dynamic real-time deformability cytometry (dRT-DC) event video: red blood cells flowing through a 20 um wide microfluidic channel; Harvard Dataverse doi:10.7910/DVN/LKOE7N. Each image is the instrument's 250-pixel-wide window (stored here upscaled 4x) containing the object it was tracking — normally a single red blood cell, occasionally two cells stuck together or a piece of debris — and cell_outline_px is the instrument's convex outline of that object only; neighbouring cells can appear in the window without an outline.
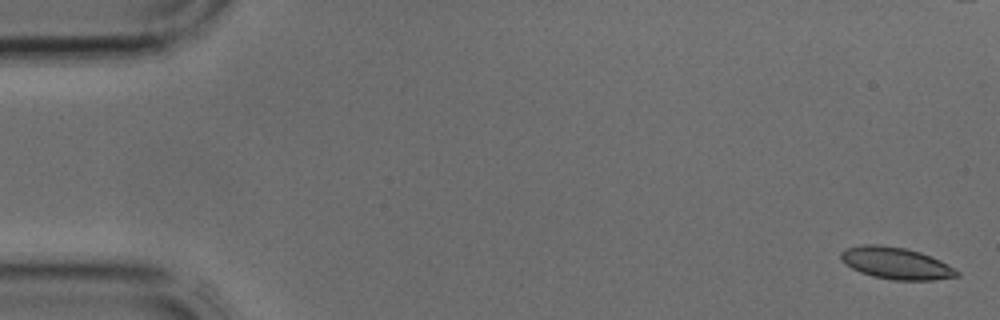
{"species": "common noctule bat (a hibernating species)", "species_latin": "Nyctalus noctula", "temperature_condition": "cold", "stored_images_in_passage": 6, "camera_frame_rate_fps": 3000, "um_per_image_px": 0.085, "animal": {"sex": "male", "body_mass_g": 17.9, "forearm_length_mm": 54.2}, "frame": {"image": 1, "passage_image": 1, "time_ms": 0.0, "image_size_px": [1000, 320], "cell_outline_px": [[960, 276], [932, 280], [892, 280], [872, 276], [860, 272], [844, 264], [840, 256], [840, 252], [844, 248], [864, 244], [880, 244], [904, 248], [920, 252], [940, 260], [948, 264], [960, 272]], "centroid_in_image_um": [76.14, 22.37], "position_along_channel_um": 8.9, "area_um2": 21.68}}